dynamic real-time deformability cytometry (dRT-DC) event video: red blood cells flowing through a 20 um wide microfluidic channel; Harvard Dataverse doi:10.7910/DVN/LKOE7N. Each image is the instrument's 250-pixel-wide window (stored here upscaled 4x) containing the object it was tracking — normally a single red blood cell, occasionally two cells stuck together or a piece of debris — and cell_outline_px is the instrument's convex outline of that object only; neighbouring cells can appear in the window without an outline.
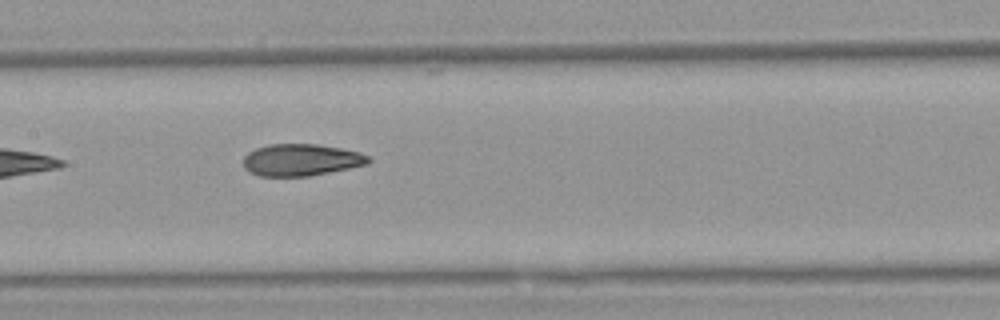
{"species": "Egyptian fruit bat (a non-hibernating species)", "species_latin": "Rousettus aegyptiacus", "temperature_condition": "warm", "stored_images_in_passage": 7, "camera_frame_rate_fps": 3000, "um_per_image_px": 0.085, "animal": {"sex": "female"}, "frame": {"image": 1, "passage_image": 7, "time_ms": 8.0, "image_size_px": [1000, 320], "cell_outline_px": [[372, 160], [368, 164], [308, 176], [260, 176], [248, 172], [244, 168], [244, 156], [248, 152], [256, 148], [268, 144], [316, 144], [340, 148], [360, 152], [368, 156]], "centroid_in_image_um": [25.57, 13.59], "position_along_channel_um": 181.8, "area_um2": 23.24}}